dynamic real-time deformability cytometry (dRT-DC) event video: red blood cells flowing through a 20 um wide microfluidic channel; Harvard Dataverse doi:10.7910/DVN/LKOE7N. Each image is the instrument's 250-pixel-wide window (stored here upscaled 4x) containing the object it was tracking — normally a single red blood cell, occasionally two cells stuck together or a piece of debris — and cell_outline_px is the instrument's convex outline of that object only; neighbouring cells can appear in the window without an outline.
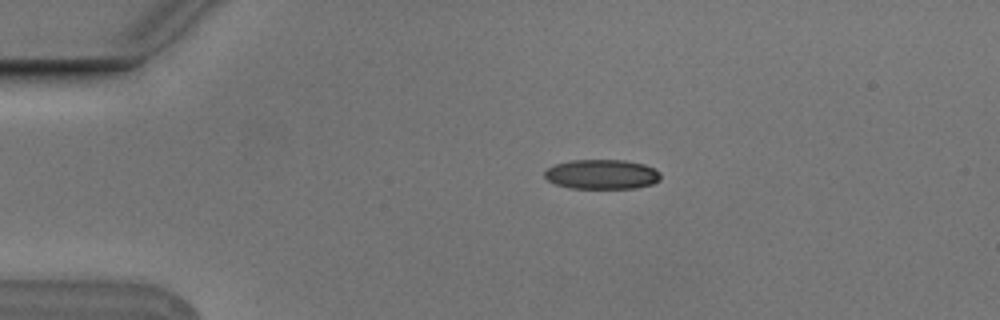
{"species": "Egyptian fruit bat (a non-hibernating species)", "species_latin": "Rousettus aegyptiacus", "temperature_condition": "cold", "stored_images_in_passage": 5, "camera_frame_rate_fps": 3000, "um_per_image_px": 0.085, "animal": {"sex": "male"}, "frame": {"image": 1, "passage_image": 2, "time_ms": 0.333, "image_size_px": [1000, 320], "cell_outline_px": [[660, 180], [652, 184], [636, 188], [568, 188], [556, 184], [548, 180], [544, 176], [544, 172], [548, 168], [556, 164], [568, 160], [624, 160], [644, 164], [660, 172]], "centroid_in_image_um": [51.15, 14.81], "position_along_channel_um": 33.9, "area_um2": 20.06}}
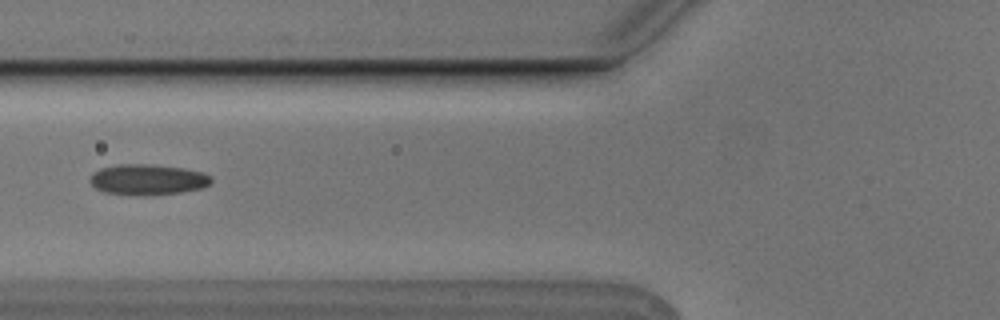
{"frame": {"image": 2, "passage_image": 5, "time_ms": 1.333, "image_size_px": [1000, 320], "cell_outline_px": [[212, 184], [204, 188], [180, 192], [152, 196], [144, 196], [104, 192], [96, 188], [88, 180], [92, 172], [100, 168], [120, 164], [152, 164], [184, 168], [204, 172], [212, 176]], "centroid_in_image_um": [12.59, 15.27], "position_along_channel_um": 113.2, "area_um2": 22.14}}